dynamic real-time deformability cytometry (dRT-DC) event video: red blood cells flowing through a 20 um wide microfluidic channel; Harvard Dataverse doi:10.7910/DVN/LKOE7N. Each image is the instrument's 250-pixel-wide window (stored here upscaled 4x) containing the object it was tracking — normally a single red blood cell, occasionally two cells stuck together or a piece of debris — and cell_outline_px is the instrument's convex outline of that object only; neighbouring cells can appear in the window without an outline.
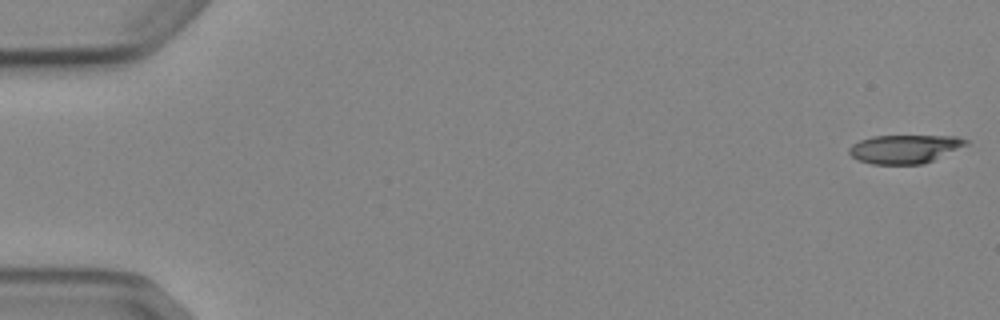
{"species": "Egyptian fruit bat (a non-hibernating species)", "species_latin": "Rousettus aegyptiacus", "temperature_condition": "cold", "stored_images_in_passage": 7, "camera_frame_rate_fps": 3000, "um_per_image_px": 0.085, "animal": {"sex": "female"}, "frame": {"image": 1, "passage_image": 1, "time_ms": 0.0, "image_size_px": [1000, 320], "cell_outline_px": [[972, 140], [968, 144], [924, 164], [872, 164], [860, 160], [852, 156], [848, 152], [848, 148], [852, 144], [860, 140], [872, 136], [956, 136]], "centroid_in_image_um": [76.91, 12.65], "position_along_channel_um": 8.1, "area_um2": 19.42}}
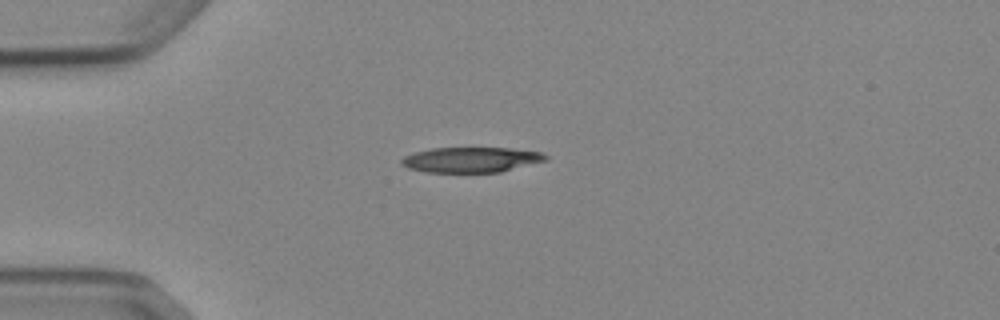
{"frame": {"image": 2, "passage_image": 4, "time_ms": 4.333, "image_size_px": [1000, 320], "cell_outline_px": [[548, 160], [500, 172], [424, 172], [408, 168], [400, 164], [400, 160], [404, 156], [416, 152], [432, 148], [508, 148], [540, 152], [548, 156]], "centroid_in_image_um": [40.03, 13.58], "position_along_channel_um": 45.0, "area_um2": 21.15}}
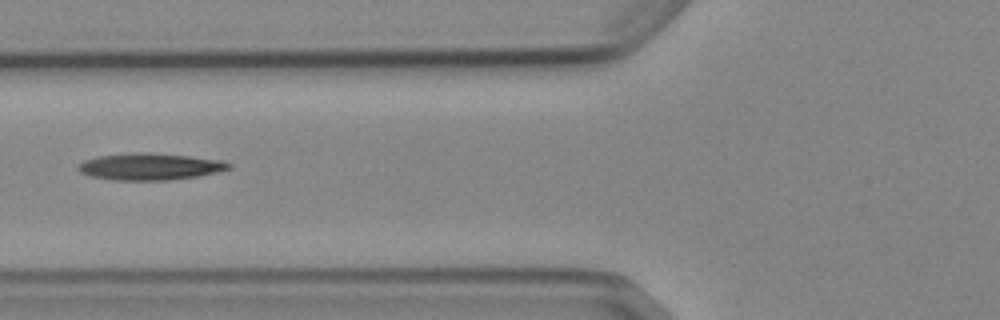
{"frame": {"image": 3, "passage_image": 6, "time_ms": 6.667, "image_size_px": [1000, 320], "cell_outline_px": [[232, 168], [200, 176], [168, 180], [112, 180], [92, 176], [80, 172], [76, 168], [76, 164], [84, 160], [96, 156], [140, 152], [144, 152], [188, 156], [224, 160], [232, 164]], "centroid_in_image_um": [12.74, 14.16], "position_along_channel_um": 113.1, "area_um2": 23.64}}